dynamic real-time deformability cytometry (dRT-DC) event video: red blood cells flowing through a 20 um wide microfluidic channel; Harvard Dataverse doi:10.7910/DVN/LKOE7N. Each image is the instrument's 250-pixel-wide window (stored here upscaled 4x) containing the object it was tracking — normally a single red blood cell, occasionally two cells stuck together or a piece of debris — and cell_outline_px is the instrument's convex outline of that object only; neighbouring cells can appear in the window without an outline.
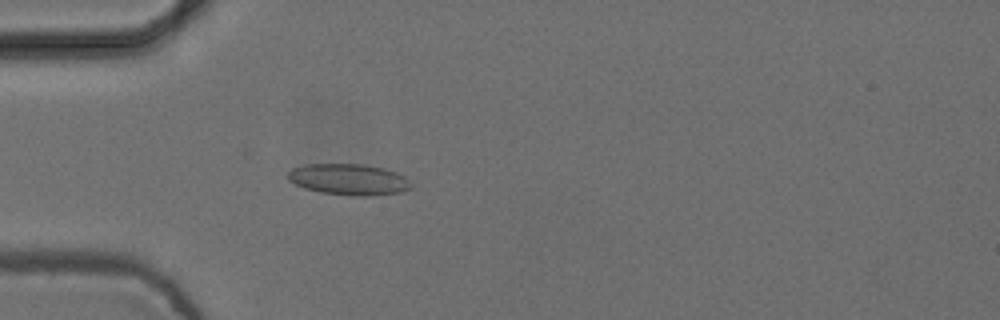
{"species": "common noctule bat (a hibernating species)", "species_latin": "Nyctalus noctula", "temperature_condition": "cold", "stored_images_in_passage": 55, "camera_frame_rate_fps": 3000, "um_per_image_px": 0.085, "animal": {"sex": "female", "body_mass_g": 24.6, "forearm_length_mm": 56.2}, "frame": {"image": 1, "passage_image": 17, "time_ms": 5.333, "image_size_px": [1000, 320], "cell_outline_px": [[408, 188], [404, 192], [372, 196], [360, 196], [320, 192], [304, 188], [288, 180], [288, 172], [292, 168], [304, 164], [364, 164], [384, 168], [396, 172], [404, 176], [408, 180]], "centroid_in_image_um": [29.62, 15.25], "position_along_channel_um": 55.4, "area_um2": 22.31}}
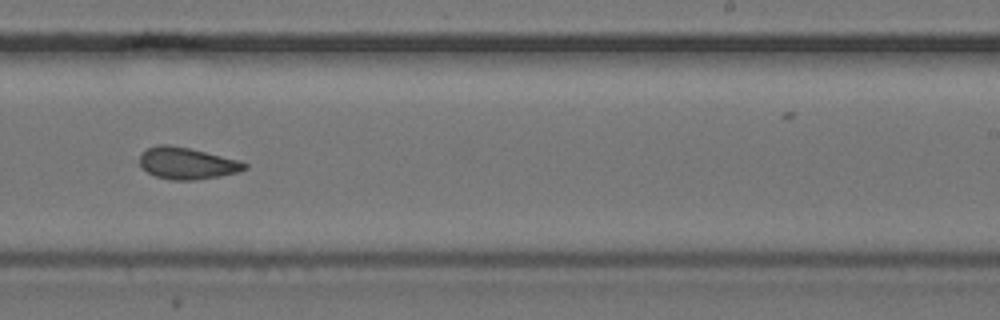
{"frame": {"image": 2, "passage_image": 35, "time_ms": 11.333, "image_size_px": [1000, 320], "cell_outline_px": [[248, 168], [240, 172], [220, 176], [196, 180], [172, 180], [156, 176], [148, 172], [140, 164], [140, 156], [148, 148], [156, 144], [168, 144], [188, 148], [240, 160], [248, 164]], "centroid_in_image_um": [15.94, 13.88], "position_along_channel_um": 273.1, "area_um2": 19.36}}
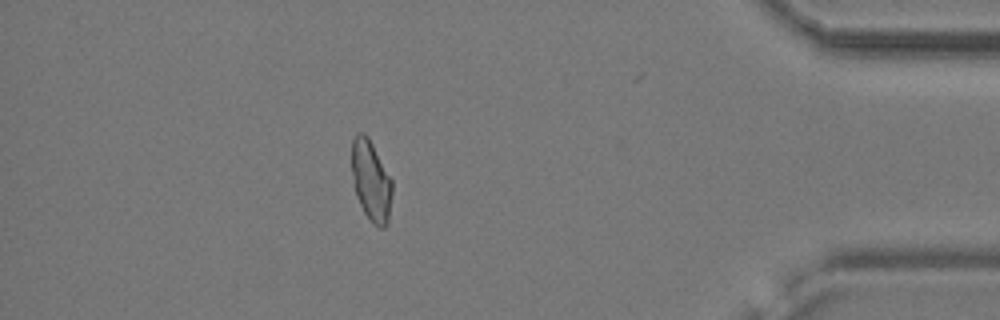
{"frame": {"image": 3, "passage_image": 49, "time_ms": 16.0, "image_size_px": [1000, 320], "cell_outline_px": [[392, 192], [388, 224], [384, 228], [380, 228], [372, 224], [364, 212], [356, 196], [352, 172], [352, 140], [356, 132], [364, 132], [368, 136], [392, 180]], "centroid_in_image_um": [31.54, 15.37], "position_along_channel_um": 403.7, "area_um2": 19.07}, "authors_computed_cell_mechanics": {"area_um2": 19.941, "velocity_mm_per_s": 3.7391, "shape_relaxation_time_tau1_ms": null, "shape_relaxation_time_tau2_ms": 9.5716, "deformation_change_tau1": null, "deformation_change_tau2": 0.1439}}